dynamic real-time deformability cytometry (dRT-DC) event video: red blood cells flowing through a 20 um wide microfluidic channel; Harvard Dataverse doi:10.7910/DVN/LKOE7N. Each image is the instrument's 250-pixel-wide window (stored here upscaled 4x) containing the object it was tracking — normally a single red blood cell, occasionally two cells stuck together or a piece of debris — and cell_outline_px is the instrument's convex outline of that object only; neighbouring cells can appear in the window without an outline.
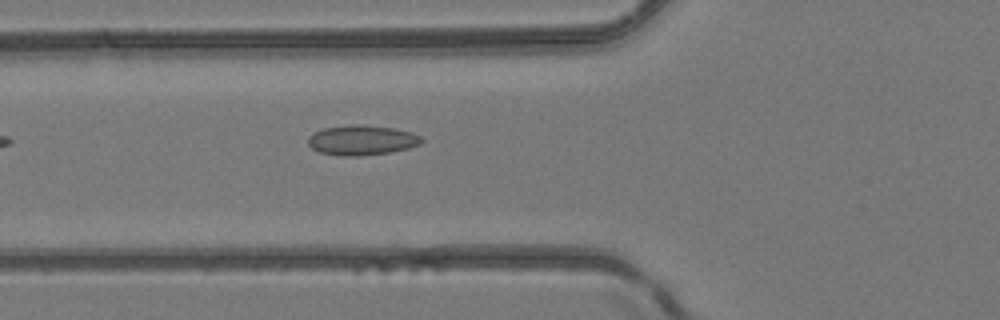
{"species": "common noctule bat (a hibernating species)", "species_latin": "Nyctalus noctula", "temperature_condition": "room temperature", "stored_images_in_passage": 3, "camera_frame_rate_fps": 3000, "um_per_image_px": 0.085, "animal": {"sex": "female", "body_mass_g": 24.6, "forearm_length_mm": 56.2}, "frame": {"image": 1, "passage_image": 3, "time_ms": 2.333, "image_size_px": [1000, 320], "cell_outline_px": [[424, 140], [420, 144], [408, 148], [392, 152], [360, 156], [340, 156], [320, 152], [312, 148], [308, 144], [308, 136], [324, 128], [352, 124], [356, 124], [392, 128], [412, 132], [420, 136]], "centroid_in_image_um": [30.76, 11.92], "position_along_channel_um": 95.0, "area_um2": 19.77}}